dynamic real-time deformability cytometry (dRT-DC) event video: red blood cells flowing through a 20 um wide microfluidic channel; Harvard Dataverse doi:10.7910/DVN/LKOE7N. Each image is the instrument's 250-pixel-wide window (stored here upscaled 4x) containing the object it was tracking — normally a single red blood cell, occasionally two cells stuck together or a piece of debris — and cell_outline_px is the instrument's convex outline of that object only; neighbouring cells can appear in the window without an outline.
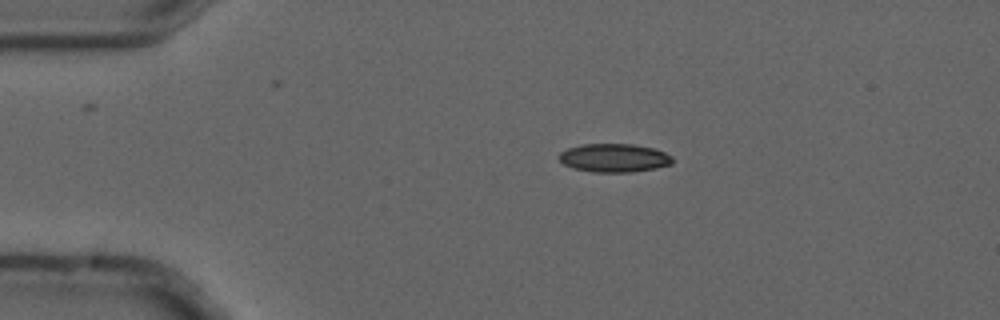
{"species": "common noctule bat (a hibernating species)", "species_latin": "Nyctalus noctula", "temperature_condition": "cold", "stored_images_in_passage": 7, "camera_frame_rate_fps": 3000, "um_per_image_px": 0.085, "animal": {"sex": "male", "forearm_length_mm": 52.5}, "frame": {"image": 1, "passage_image": 3, "time_ms": 0.667, "image_size_px": [1000, 320], "cell_outline_px": [[672, 164], [656, 168], [632, 172], [592, 172], [572, 168], [564, 164], [556, 156], [560, 152], [568, 148], [580, 144], [632, 144], [652, 148], [664, 152], [672, 156]], "centroid_in_image_um": [52.16, 13.42], "position_along_channel_um": 32.8, "area_um2": 18.9}}
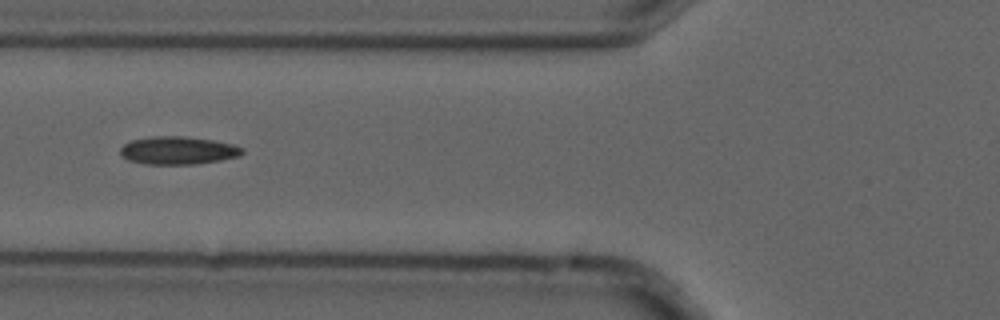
{"frame": {"image": 2, "passage_image": 6, "time_ms": 1.667, "image_size_px": [1000, 320], "cell_outline_px": [[244, 152], [240, 156], [220, 160], [196, 164], [148, 164], [128, 160], [120, 152], [120, 148], [124, 144], [132, 140], [152, 136], [184, 136], [212, 140], [232, 144], [244, 148]], "centroid_in_image_um": [15.15, 12.78], "position_along_channel_um": 110.6, "area_um2": 19.77}}
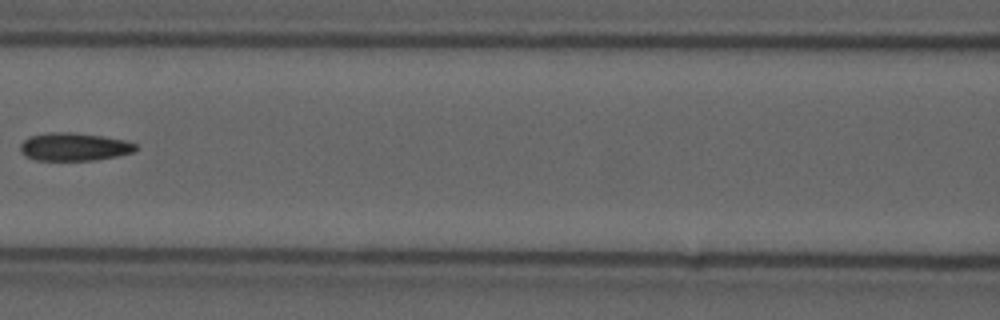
{"frame": {"image": 3, "passage_image": 7, "time_ms": 2.0, "image_size_px": [1000, 320], "cell_outline_px": [[136, 152], [96, 160], [36, 160], [24, 156], [20, 152], [20, 144], [28, 136], [48, 132], [72, 132], [100, 136], [124, 140], [136, 144]], "centroid_in_image_um": [6.26, 12.48], "position_along_channel_um": 160.3, "area_um2": 18.9}}